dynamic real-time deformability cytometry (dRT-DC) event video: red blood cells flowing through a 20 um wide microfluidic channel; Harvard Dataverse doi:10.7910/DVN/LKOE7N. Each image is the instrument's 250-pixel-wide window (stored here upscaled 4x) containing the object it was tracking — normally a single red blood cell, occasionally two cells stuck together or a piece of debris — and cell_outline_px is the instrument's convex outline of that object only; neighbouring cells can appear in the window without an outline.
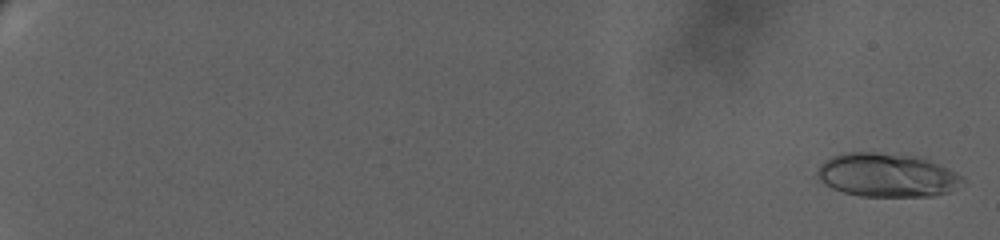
{"species": "human", "species_latin": "Homo sapiens", "temperature_condition": "warm", "stored_images_in_passage": 122, "camera_frame_rate_fps": 3000, "um_per_image_px": 0.085, "donor": {"sex": "female"}, "frame": {"image": 1, "passage_image": 2, "time_ms": 0.333, "image_size_px": [1000, 240], "cell_outline_px": [[968, 184], [948, 192], [932, 196], [860, 196], [844, 192], [832, 188], [824, 184], [816, 176], [816, 172], [820, 164], [824, 160], [832, 156], [844, 152], [876, 152], [924, 156], [964, 176]], "centroid_in_image_um": [75.46, 14.87], "position_along_channel_um": 9.5, "area_um2": 37.86}}
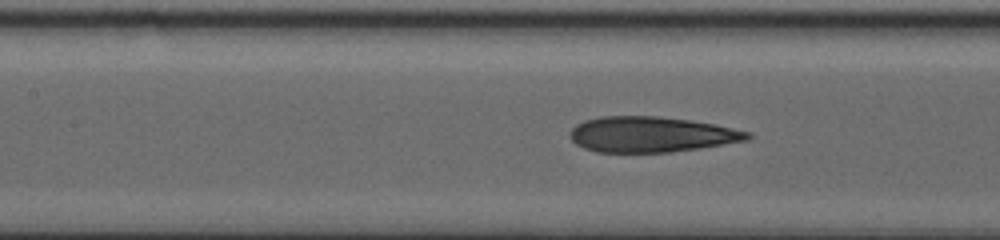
{"frame": {"image": 2, "passage_image": 61, "time_ms": 13.0, "image_size_px": [1000, 240], "cell_outline_px": [[752, 136], [748, 140], [700, 148], [672, 152], [596, 152], [584, 148], [576, 144], [568, 136], [568, 132], [576, 124], [584, 120], [600, 116], [656, 116], [688, 120], [716, 124], [752, 132]], "centroid_in_image_um": [55.35, 11.42], "position_along_channel_um": 152.1, "area_um2": 36.99}}
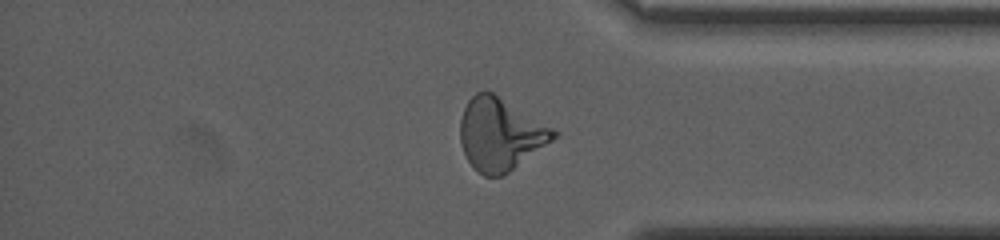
{"frame": {"image": 3, "passage_image": 111, "time_ms": 21.0, "image_size_px": [1000, 240], "cell_outline_px": [[560, 132], [552, 140], [504, 176], [484, 176], [468, 160], [460, 144], [460, 120], [464, 108], [468, 100], [476, 92], [492, 92]], "centroid_in_image_um": [42.51, 11.41], "position_along_channel_um": 392.7, "area_um2": 38.78}, "authors_computed_cell_mechanics": {"area_um2": 36.5874, "velocity_mm_per_s": 3.0722, "shape_relaxation_time_tau1_ms": 10.7587, "shape_relaxation_time_tau2_ms": 1.5405, "deformation_change_tau1": 0.2954, "deformation_change_tau2": 0.1101}}